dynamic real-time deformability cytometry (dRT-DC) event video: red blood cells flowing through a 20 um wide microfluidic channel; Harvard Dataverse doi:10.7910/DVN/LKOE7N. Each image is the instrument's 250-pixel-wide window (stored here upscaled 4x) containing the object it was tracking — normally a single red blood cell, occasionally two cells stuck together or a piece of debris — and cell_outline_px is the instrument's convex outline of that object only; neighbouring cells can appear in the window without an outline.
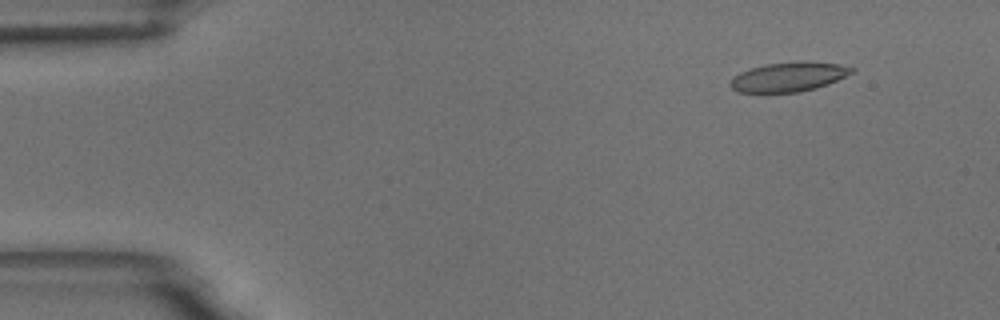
{"species": "common noctule bat (a hibernating species)", "species_latin": "Nyctalus noctula", "temperature_condition": "room temperature", "stored_images_in_passage": 51, "camera_frame_rate_fps": 3000, "um_per_image_px": 0.085, "animal": {"sex": "male", "body_mass_g": 18.8}, "frame": {"image": 1, "passage_image": 1, "time_ms": 0.0, "image_size_px": [1000, 320], "cell_outline_px": [[856, 68], [852, 72], [828, 84], [816, 88], [800, 92], [736, 92], [728, 84], [732, 76], [740, 72], [764, 64], [804, 60], [808, 60], [840, 64]], "centroid_in_image_um": [67.02, 6.52], "position_along_channel_um": 18.0, "area_um2": 21.04}}
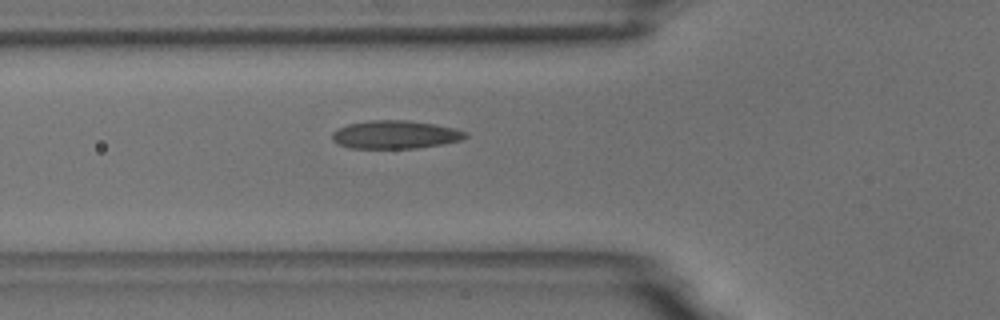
{"frame": {"image": 2, "passage_image": 15, "time_ms": 4.667, "image_size_px": [1000, 320], "cell_outline_px": [[468, 136], [460, 140], [444, 144], [416, 148], [348, 148], [336, 144], [332, 140], [332, 132], [348, 124], [368, 120], [404, 120], [432, 124], [452, 128], [468, 132]], "centroid_in_image_um": [33.56, 11.45], "position_along_channel_um": 92.2, "area_um2": 21.85}}
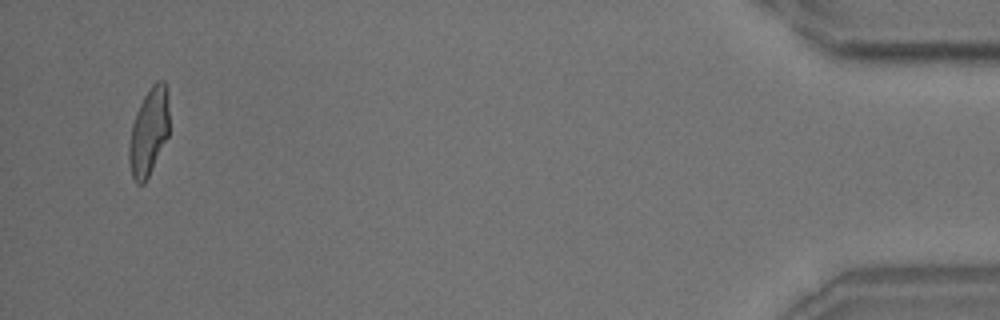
{"frame": {"image": 3, "passage_image": 49, "time_ms": 16.0, "image_size_px": [1000, 320], "cell_outline_px": [[168, 136], [144, 184], [136, 184], [132, 176], [128, 160], [128, 148], [132, 124], [136, 112], [144, 96], [152, 84], [156, 80], [164, 80], [168, 92]], "centroid_in_image_um": [12.64, 11.19], "position_along_channel_um": 422.6, "area_um2": 20.4}, "authors_computed_cell_mechanics": {"area_um2": 21.1548, "velocity_mm_per_s": 3.6134, "shape_relaxation_time_tau1_ms": 5.7014, "shape_relaxation_time_tau2_ms": 1.3724, "deformation_change_tau1": 0.1676, "deformation_change_tau2": 0.075}}